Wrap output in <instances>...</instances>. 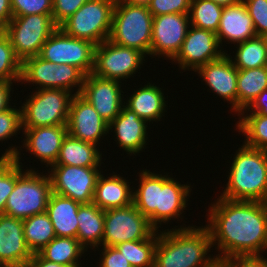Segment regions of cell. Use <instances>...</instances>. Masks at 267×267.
Instances as JSON below:
<instances>
[{"label": "cell", "instance_id": "2", "mask_svg": "<svg viewBox=\"0 0 267 267\" xmlns=\"http://www.w3.org/2000/svg\"><path fill=\"white\" fill-rule=\"evenodd\" d=\"M139 188L133 192L134 206L149 219L157 230V224L178 218L187 207L186 198L190 186L181 185L167 175L155 174L147 170L140 173Z\"/></svg>", "mask_w": 267, "mask_h": 267}, {"label": "cell", "instance_id": "36", "mask_svg": "<svg viewBox=\"0 0 267 267\" xmlns=\"http://www.w3.org/2000/svg\"><path fill=\"white\" fill-rule=\"evenodd\" d=\"M22 62L16 56L8 36H0V81L12 82L21 80Z\"/></svg>", "mask_w": 267, "mask_h": 267}, {"label": "cell", "instance_id": "48", "mask_svg": "<svg viewBox=\"0 0 267 267\" xmlns=\"http://www.w3.org/2000/svg\"><path fill=\"white\" fill-rule=\"evenodd\" d=\"M29 261L31 267H66L64 265L43 259L38 253L33 254Z\"/></svg>", "mask_w": 267, "mask_h": 267}, {"label": "cell", "instance_id": "18", "mask_svg": "<svg viewBox=\"0 0 267 267\" xmlns=\"http://www.w3.org/2000/svg\"><path fill=\"white\" fill-rule=\"evenodd\" d=\"M118 80L106 79L93 73L85 76L81 95L91 103L99 115L110 124L124 106Z\"/></svg>", "mask_w": 267, "mask_h": 267}, {"label": "cell", "instance_id": "22", "mask_svg": "<svg viewBox=\"0 0 267 267\" xmlns=\"http://www.w3.org/2000/svg\"><path fill=\"white\" fill-rule=\"evenodd\" d=\"M216 34L219 44L224 39L231 43H243L257 36L252 18L242 0L223 8Z\"/></svg>", "mask_w": 267, "mask_h": 267}, {"label": "cell", "instance_id": "7", "mask_svg": "<svg viewBox=\"0 0 267 267\" xmlns=\"http://www.w3.org/2000/svg\"><path fill=\"white\" fill-rule=\"evenodd\" d=\"M117 0H89L59 27L73 38L96 46L108 40Z\"/></svg>", "mask_w": 267, "mask_h": 267}, {"label": "cell", "instance_id": "45", "mask_svg": "<svg viewBox=\"0 0 267 267\" xmlns=\"http://www.w3.org/2000/svg\"><path fill=\"white\" fill-rule=\"evenodd\" d=\"M247 109L248 111L250 109L252 110L250 111L251 114L267 116V89L263 90L246 109H243L240 112V114L244 116V113L247 111Z\"/></svg>", "mask_w": 267, "mask_h": 267}, {"label": "cell", "instance_id": "14", "mask_svg": "<svg viewBox=\"0 0 267 267\" xmlns=\"http://www.w3.org/2000/svg\"><path fill=\"white\" fill-rule=\"evenodd\" d=\"M49 174L52 192L81 204L93 203L97 178L101 171L70 165H52Z\"/></svg>", "mask_w": 267, "mask_h": 267}, {"label": "cell", "instance_id": "13", "mask_svg": "<svg viewBox=\"0 0 267 267\" xmlns=\"http://www.w3.org/2000/svg\"><path fill=\"white\" fill-rule=\"evenodd\" d=\"M145 54L106 40L95 47L93 74L120 81L131 77L143 63Z\"/></svg>", "mask_w": 267, "mask_h": 267}, {"label": "cell", "instance_id": "3", "mask_svg": "<svg viewBox=\"0 0 267 267\" xmlns=\"http://www.w3.org/2000/svg\"><path fill=\"white\" fill-rule=\"evenodd\" d=\"M212 246L207 227L166 230L157 235L154 267H208L216 257L206 255Z\"/></svg>", "mask_w": 267, "mask_h": 267}, {"label": "cell", "instance_id": "50", "mask_svg": "<svg viewBox=\"0 0 267 267\" xmlns=\"http://www.w3.org/2000/svg\"><path fill=\"white\" fill-rule=\"evenodd\" d=\"M208 267H229V265L222 259H215Z\"/></svg>", "mask_w": 267, "mask_h": 267}, {"label": "cell", "instance_id": "32", "mask_svg": "<svg viewBox=\"0 0 267 267\" xmlns=\"http://www.w3.org/2000/svg\"><path fill=\"white\" fill-rule=\"evenodd\" d=\"M237 46L232 63L238 70L267 66V37L256 36Z\"/></svg>", "mask_w": 267, "mask_h": 267}, {"label": "cell", "instance_id": "24", "mask_svg": "<svg viewBox=\"0 0 267 267\" xmlns=\"http://www.w3.org/2000/svg\"><path fill=\"white\" fill-rule=\"evenodd\" d=\"M127 180L118 175L97 178L93 203L102 210L122 208L133 203V191Z\"/></svg>", "mask_w": 267, "mask_h": 267}, {"label": "cell", "instance_id": "28", "mask_svg": "<svg viewBox=\"0 0 267 267\" xmlns=\"http://www.w3.org/2000/svg\"><path fill=\"white\" fill-rule=\"evenodd\" d=\"M77 239L85 248L87 245L97 247L102 243L104 234V210L94 203L81 204L77 213Z\"/></svg>", "mask_w": 267, "mask_h": 267}, {"label": "cell", "instance_id": "20", "mask_svg": "<svg viewBox=\"0 0 267 267\" xmlns=\"http://www.w3.org/2000/svg\"><path fill=\"white\" fill-rule=\"evenodd\" d=\"M26 139L23 145L34 154L41 162L46 164H55L64 137L67 135V125L35 127L30 129H22Z\"/></svg>", "mask_w": 267, "mask_h": 267}, {"label": "cell", "instance_id": "33", "mask_svg": "<svg viewBox=\"0 0 267 267\" xmlns=\"http://www.w3.org/2000/svg\"><path fill=\"white\" fill-rule=\"evenodd\" d=\"M158 231L156 230L147 239L126 241L115 247L130 262L132 267H154Z\"/></svg>", "mask_w": 267, "mask_h": 267}, {"label": "cell", "instance_id": "35", "mask_svg": "<svg viewBox=\"0 0 267 267\" xmlns=\"http://www.w3.org/2000/svg\"><path fill=\"white\" fill-rule=\"evenodd\" d=\"M246 115L239 118L240 120L236 126L239 132L244 133V136L246 135L244 144L267 151V116L259 114Z\"/></svg>", "mask_w": 267, "mask_h": 267}, {"label": "cell", "instance_id": "44", "mask_svg": "<svg viewBox=\"0 0 267 267\" xmlns=\"http://www.w3.org/2000/svg\"><path fill=\"white\" fill-rule=\"evenodd\" d=\"M224 261L229 267H267V258L263 255L233 256Z\"/></svg>", "mask_w": 267, "mask_h": 267}, {"label": "cell", "instance_id": "38", "mask_svg": "<svg viewBox=\"0 0 267 267\" xmlns=\"http://www.w3.org/2000/svg\"><path fill=\"white\" fill-rule=\"evenodd\" d=\"M13 16L52 14L53 0H11Z\"/></svg>", "mask_w": 267, "mask_h": 267}, {"label": "cell", "instance_id": "43", "mask_svg": "<svg viewBox=\"0 0 267 267\" xmlns=\"http://www.w3.org/2000/svg\"><path fill=\"white\" fill-rule=\"evenodd\" d=\"M99 267H132L115 246H103Z\"/></svg>", "mask_w": 267, "mask_h": 267}, {"label": "cell", "instance_id": "49", "mask_svg": "<svg viewBox=\"0 0 267 267\" xmlns=\"http://www.w3.org/2000/svg\"><path fill=\"white\" fill-rule=\"evenodd\" d=\"M211 1L217 3L218 5H220L222 7H226L228 5L236 4V3L240 2L241 0H211Z\"/></svg>", "mask_w": 267, "mask_h": 267}, {"label": "cell", "instance_id": "41", "mask_svg": "<svg viewBox=\"0 0 267 267\" xmlns=\"http://www.w3.org/2000/svg\"><path fill=\"white\" fill-rule=\"evenodd\" d=\"M22 129L21 109L9 108L0 113V141H7Z\"/></svg>", "mask_w": 267, "mask_h": 267}, {"label": "cell", "instance_id": "15", "mask_svg": "<svg viewBox=\"0 0 267 267\" xmlns=\"http://www.w3.org/2000/svg\"><path fill=\"white\" fill-rule=\"evenodd\" d=\"M189 24V13L154 16L150 55H163L173 60L181 50Z\"/></svg>", "mask_w": 267, "mask_h": 267}, {"label": "cell", "instance_id": "25", "mask_svg": "<svg viewBox=\"0 0 267 267\" xmlns=\"http://www.w3.org/2000/svg\"><path fill=\"white\" fill-rule=\"evenodd\" d=\"M81 203L54 192L51 193L46 213L48 214L57 237L77 239V213Z\"/></svg>", "mask_w": 267, "mask_h": 267}, {"label": "cell", "instance_id": "40", "mask_svg": "<svg viewBox=\"0 0 267 267\" xmlns=\"http://www.w3.org/2000/svg\"><path fill=\"white\" fill-rule=\"evenodd\" d=\"M191 0H150L147 4L152 16L189 13Z\"/></svg>", "mask_w": 267, "mask_h": 267}, {"label": "cell", "instance_id": "51", "mask_svg": "<svg viewBox=\"0 0 267 267\" xmlns=\"http://www.w3.org/2000/svg\"><path fill=\"white\" fill-rule=\"evenodd\" d=\"M1 267H31L30 261L23 263L1 264Z\"/></svg>", "mask_w": 267, "mask_h": 267}, {"label": "cell", "instance_id": "34", "mask_svg": "<svg viewBox=\"0 0 267 267\" xmlns=\"http://www.w3.org/2000/svg\"><path fill=\"white\" fill-rule=\"evenodd\" d=\"M223 8L211 0H191L189 11L190 25L216 33Z\"/></svg>", "mask_w": 267, "mask_h": 267}, {"label": "cell", "instance_id": "39", "mask_svg": "<svg viewBox=\"0 0 267 267\" xmlns=\"http://www.w3.org/2000/svg\"><path fill=\"white\" fill-rule=\"evenodd\" d=\"M252 18L257 36L267 37V0H242Z\"/></svg>", "mask_w": 267, "mask_h": 267}, {"label": "cell", "instance_id": "5", "mask_svg": "<svg viewBox=\"0 0 267 267\" xmlns=\"http://www.w3.org/2000/svg\"><path fill=\"white\" fill-rule=\"evenodd\" d=\"M1 158L16 160V183L13 192L8 196L4 214L24 220L35 214L46 212L52 193L50 176L40 175L32 169L22 172L17 147L6 149Z\"/></svg>", "mask_w": 267, "mask_h": 267}, {"label": "cell", "instance_id": "37", "mask_svg": "<svg viewBox=\"0 0 267 267\" xmlns=\"http://www.w3.org/2000/svg\"><path fill=\"white\" fill-rule=\"evenodd\" d=\"M16 183V160L0 157V214H4L8 196Z\"/></svg>", "mask_w": 267, "mask_h": 267}, {"label": "cell", "instance_id": "11", "mask_svg": "<svg viewBox=\"0 0 267 267\" xmlns=\"http://www.w3.org/2000/svg\"><path fill=\"white\" fill-rule=\"evenodd\" d=\"M96 45L90 41L73 38L58 27L43 44L39 56L54 64H68L85 75L93 72Z\"/></svg>", "mask_w": 267, "mask_h": 267}, {"label": "cell", "instance_id": "4", "mask_svg": "<svg viewBox=\"0 0 267 267\" xmlns=\"http://www.w3.org/2000/svg\"><path fill=\"white\" fill-rule=\"evenodd\" d=\"M228 183L220 197L229 200H267V151L241 146L230 167Z\"/></svg>", "mask_w": 267, "mask_h": 267}, {"label": "cell", "instance_id": "12", "mask_svg": "<svg viewBox=\"0 0 267 267\" xmlns=\"http://www.w3.org/2000/svg\"><path fill=\"white\" fill-rule=\"evenodd\" d=\"M156 229L132 203L104 211L103 246H116L126 241L149 238Z\"/></svg>", "mask_w": 267, "mask_h": 267}, {"label": "cell", "instance_id": "26", "mask_svg": "<svg viewBox=\"0 0 267 267\" xmlns=\"http://www.w3.org/2000/svg\"><path fill=\"white\" fill-rule=\"evenodd\" d=\"M96 146L79 140L67 133L63 139L58 158L54 165H70L87 168L100 167L102 153L100 154Z\"/></svg>", "mask_w": 267, "mask_h": 267}, {"label": "cell", "instance_id": "30", "mask_svg": "<svg viewBox=\"0 0 267 267\" xmlns=\"http://www.w3.org/2000/svg\"><path fill=\"white\" fill-rule=\"evenodd\" d=\"M85 250L76 238L56 236L38 254L43 259L66 267H80L78 259Z\"/></svg>", "mask_w": 267, "mask_h": 267}, {"label": "cell", "instance_id": "19", "mask_svg": "<svg viewBox=\"0 0 267 267\" xmlns=\"http://www.w3.org/2000/svg\"><path fill=\"white\" fill-rule=\"evenodd\" d=\"M195 72L200 74L210 89L230 101L232 110L237 112L238 69L228 54L224 52L220 58L200 66Z\"/></svg>", "mask_w": 267, "mask_h": 267}, {"label": "cell", "instance_id": "47", "mask_svg": "<svg viewBox=\"0 0 267 267\" xmlns=\"http://www.w3.org/2000/svg\"><path fill=\"white\" fill-rule=\"evenodd\" d=\"M12 18L11 0H0V24L5 27Z\"/></svg>", "mask_w": 267, "mask_h": 267}, {"label": "cell", "instance_id": "52", "mask_svg": "<svg viewBox=\"0 0 267 267\" xmlns=\"http://www.w3.org/2000/svg\"><path fill=\"white\" fill-rule=\"evenodd\" d=\"M129 3H134V4H148L150 0H124Z\"/></svg>", "mask_w": 267, "mask_h": 267}, {"label": "cell", "instance_id": "29", "mask_svg": "<svg viewBox=\"0 0 267 267\" xmlns=\"http://www.w3.org/2000/svg\"><path fill=\"white\" fill-rule=\"evenodd\" d=\"M267 89V66L238 70L237 112L246 109L251 102Z\"/></svg>", "mask_w": 267, "mask_h": 267}, {"label": "cell", "instance_id": "23", "mask_svg": "<svg viewBox=\"0 0 267 267\" xmlns=\"http://www.w3.org/2000/svg\"><path fill=\"white\" fill-rule=\"evenodd\" d=\"M145 120L138 117L132 110L125 105L120 114L109 124V131L114 126L117 143L127 154H136L142 151L146 145L147 125Z\"/></svg>", "mask_w": 267, "mask_h": 267}, {"label": "cell", "instance_id": "16", "mask_svg": "<svg viewBox=\"0 0 267 267\" xmlns=\"http://www.w3.org/2000/svg\"><path fill=\"white\" fill-rule=\"evenodd\" d=\"M220 47L215 32L192 26L173 61L178 62L183 70L196 71L200 66L220 58L224 54Z\"/></svg>", "mask_w": 267, "mask_h": 267}, {"label": "cell", "instance_id": "1", "mask_svg": "<svg viewBox=\"0 0 267 267\" xmlns=\"http://www.w3.org/2000/svg\"><path fill=\"white\" fill-rule=\"evenodd\" d=\"M207 216H210L206 227L212 245L217 243V249L222 251L216 259L261 255L267 249V208L264 202L220 197L211 205Z\"/></svg>", "mask_w": 267, "mask_h": 267}, {"label": "cell", "instance_id": "42", "mask_svg": "<svg viewBox=\"0 0 267 267\" xmlns=\"http://www.w3.org/2000/svg\"><path fill=\"white\" fill-rule=\"evenodd\" d=\"M87 1L89 0H53L52 17L54 22L60 26Z\"/></svg>", "mask_w": 267, "mask_h": 267}, {"label": "cell", "instance_id": "8", "mask_svg": "<svg viewBox=\"0 0 267 267\" xmlns=\"http://www.w3.org/2000/svg\"><path fill=\"white\" fill-rule=\"evenodd\" d=\"M63 89H38L21 107L22 128L67 125L75 94Z\"/></svg>", "mask_w": 267, "mask_h": 267}, {"label": "cell", "instance_id": "17", "mask_svg": "<svg viewBox=\"0 0 267 267\" xmlns=\"http://www.w3.org/2000/svg\"><path fill=\"white\" fill-rule=\"evenodd\" d=\"M67 132L79 140L97 145L101 136L109 132V124L89 101L81 94H75L70 102Z\"/></svg>", "mask_w": 267, "mask_h": 267}, {"label": "cell", "instance_id": "6", "mask_svg": "<svg viewBox=\"0 0 267 267\" xmlns=\"http://www.w3.org/2000/svg\"><path fill=\"white\" fill-rule=\"evenodd\" d=\"M153 16L146 4L117 0L108 40L150 55Z\"/></svg>", "mask_w": 267, "mask_h": 267}, {"label": "cell", "instance_id": "21", "mask_svg": "<svg viewBox=\"0 0 267 267\" xmlns=\"http://www.w3.org/2000/svg\"><path fill=\"white\" fill-rule=\"evenodd\" d=\"M33 253L23 233V220L0 214V264L28 262Z\"/></svg>", "mask_w": 267, "mask_h": 267}, {"label": "cell", "instance_id": "9", "mask_svg": "<svg viewBox=\"0 0 267 267\" xmlns=\"http://www.w3.org/2000/svg\"><path fill=\"white\" fill-rule=\"evenodd\" d=\"M59 26L52 14L13 16L4 27L16 56L25 59L39 55L43 44Z\"/></svg>", "mask_w": 267, "mask_h": 267}, {"label": "cell", "instance_id": "31", "mask_svg": "<svg viewBox=\"0 0 267 267\" xmlns=\"http://www.w3.org/2000/svg\"><path fill=\"white\" fill-rule=\"evenodd\" d=\"M25 242L33 254L41 251L56 237L54 226L46 212L23 220Z\"/></svg>", "mask_w": 267, "mask_h": 267}, {"label": "cell", "instance_id": "27", "mask_svg": "<svg viewBox=\"0 0 267 267\" xmlns=\"http://www.w3.org/2000/svg\"><path fill=\"white\" fill-rule=\"evenodd\" d=\"M161 88L148 83L139 90L134 91L126 103L138 117L150 121H160L165 110L166 101Z\"/></svg>", "mask_w": 267, "mask_h": 267}, {"label": "cell", "instance_id": "53", "mask_svg": "<svg viewBox=\"0 0 267 267\" xmlns=\"http://www.w3.org/2000/svg\"><path fill=\"white\" fill-rule=\"evenodd\" d=\"M4 33V26L0 25V36Z\"/></svg>", "mask_w": 267, "mask_h": 267}, {"label": "cell", "instance_id": "10", "mask_svg": "<svg viewBox=\"0 0 267 267\" xmlns=\"http://www.w3.org/2000/svg\"><path fill=\"white\" fill-rule=\"evenodd\" d=\"M85 74L78 68L68 64H54L39 55L25 59L22 62L21 81L35 83L38 89H63L71 92L78 86L75 94H80L83 88Z\"/></svg>", "mask_w": 267, "mask_h": 267}, {"label": "cell", "instance_id": "46", "mask_svg": "<svg viewBox=\"0 0 267 267\" xmlns=\"http://www.w3.org/2000/svg\"><path fill=\"white\" fill-rule=\"evenodd\" d=\"M12 82L0 81V113L8 110Z\"/></svg>", "mask_w": 267, "mask_h": 267}]
</instances>
